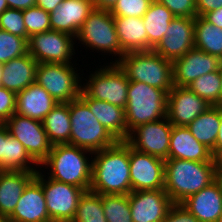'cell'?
Masks as SVG:
<instances>
[{
  "label": "cell",
  "instance_id": "6da1fadb",
  "mask_svg": "<svg viewBox=\"0 0 222 222\" xmlns=\"http://www.w3.org/2000/svg\"><path fill=\"white\" fill-rule=\"evenodd\" d=\"M90 191L101 194L128 195L132 192L129 165V144L115 145L93 152Z\"/></svg>",
  "mask_w": 222,
  "mask_h": 222
},
{
  "label": "cell",
  "instance_id": "7a4b0ae2",
  "mask_svg": "<svg viewBox=\"0 0 222 222\" xmlns=\"http://www.w3.org/2000/svg\"><path fill=\"white\" fill-rule=\"evenodd\" d=\"M215 176L213 162L168 158L165 160L164 190L173 203H182L214 182Z\"/></svg>",
  "mask_w": 222,
  "mask_h": 222
},
{
  "label": "cell",
  "instance_id": "3957f363",
  "mask_svg": "<svg viewBox=\"0 0 222 222\" xmlns=\"http://www.w3.org/2000/svg\"><path fill=\"white\" fill-rule=\"evenodd\" d=\"M88 152L93 154L90 150L70 144L53 145L48 157L40 165L50 166L49 178L89 191L93 162H89L85 156Z\"/></svg>",
  "mask_w": 222,
  "mask_h": 222
},
{
  "label": "cell",
  "instance_id": "277c9868",
  "mask_svg": "<svg viewBox=\"0 0 222 222\" xmlns=\"http://www.w3.org/2000/svg\"><path fill=\"white\" fill-rule=\"evenodd\" d=\"M115 63L126 74L129 81L144 82L162 89L167 94L173 88L172 61L154 50L125 53Z\"/></svg>",
  "mask_w": 222,
  "mask_h": 222
},
{
  "label": "cell",
  "instance_id": "5b68a950",
  "mask_svg": "<svg viewBox=\"0 0 222 222\" xmlns=\"http://www.w3.org/2000/svg\"><path fill=\"white\" fill-rule=\"evenodd\" d=\"M127 131L167 117V93L144 82L129 81L125 107Z\"/></svg>",
  "mask_w": 222,
  "mask_h": 222
},
{
  "label": "cell",
  "instance_id": "8992f818",
  "mask_svg": "<svg viewBox=\"0 0 222 222\" xmlns=\"http://www.w3.org/2000/svg\"><path fill=\"white\" fill-rule=\"evenodd\" d=\"M69 111L70 145L95 152L111 147L118 142L80 97L69 102Z\"/></svg>",
  "mask_w": 222,
  "mask_h": 222
},
{
  "label": "cell",
  "instance_id": "52a82bcc",
  "mask_svg": "<svg viewBox=\"0 0 222 222\" xmlns=\"http://www.w3.org/2000/svg\"><path fill=\"white\" fill-rule=\"evenodd\" d=\"M73 64L38 63L36 82L58 103H69L80 97L82 85Z\"/></svg>",
  "mask_w": 222,
  "mask_h": 222
},
{
  "label": "cell",
  "instance_id": "ba28073f",
  "mask_svg": "<svg viewBox=\"0 0 222 222\" xmlns=\"http://www.w3.org/2000/svg\"><path fill=\"white\" fill-rule=\"evenodd\" d=\"M77 38L86 48L109 52L119 56L118 60L124 55L118 41L113 15L108 10L94 8L80 28L76 40Z\"/></svg>",
  "mask_w": 222,
  "mask_h": 222
},
{
  "label": "cell",
  "instance_id": "9c48e42d",
  "mask_svg": "<svg viewBox=\"0 0 222 222\" xmlns=\"http://www.w3.org/2000/svg\"><path fill=\"white\" fill-rule=\"evenodd\" d=\"M35 179L44 190L50 220L52 222H72L79 199L85 190L51 178L46 180L39 170L35 174Z\"/></svg>",
  "mask_w": 222,
  "mask_h": 222
},
{
  "label": "cell",
  "instance_id": "30bf717a",
  "mask_svg": "<svg viewBox=\"0 0 222 222\" xmlns=\"http://www.w3.org/2000/svg\"><path fill=\"white\" fill-rule=\"evenodd\" d=\"M98 69L90 75L82 90L93 99L107 101L125 109L129 80L117 63Z\"/></svg>",
  "mask_w": 222,
  "mask_h": 222
},
{
  "label": "cell",
  "instance_id": "8fae6325",
  "mask_svg": "<svg viewBox=\"0 0 222 222\" xmlns=\"http://www.w3.org/2000/svg\"><path fill=\"white\" fill-rule=\"evenodd\" d=\"M4 124L39 165L48 157L53 145L41 121L14 113Z\"/></svg>",
  "mask_w": 222,
  "mask_h": 222
},
{
  "label": "cell",
  "instance_id": "7c38bea8",
  "mask_svg": "<svg viewBox=\"0 0 222 222\" xmlns=\"http://www.w3.org/2000/svg\"><path fill=\"white\" fill-rule=\"evenodd\" d=\"M74 38L56 30L34 34L28 40V53L37 63L72 64Z\"/></svg>",
  "mask_w": 222,
  "mask_h": 222
},
{
  "label": "cell",
  "instance_id": "4fadbf2b",
  "mask_svg": "<svg viewBox=\"0 0 222 222\" xmlns=\"http://www.w3.org/2000/svg\"><path fill=\"white\" fill-rule=\"evenodd\" d=\"M172 127L167 117L141 124L130 132L126 142L139 152L167 160Z\"/></svg>",
  "mask_w": 222,
  "mask_h": 222
},
{
  "label": "cell",
  "instance_id": "5bb4252c",
  "mask_svg": "<svg viewBox=\"0 0 222 222\" xmlns=\"http://www.w3.org/2000/svg\"><path fill=\"white\" fill-rule=\"evenodd\" d=\"M129 165L132 191L164 189L165 160L129 145Z\"/></svg>",
  "mask_w": 222,
  "mask_h": 222
},
{
  "label": "cell",
  "instance_id": "9a60e30c",
  "mask_svg": "<svg viewBox=\"0 0 222 222\" xmlns=\"http://www.w3.org/2000/svg\"><path fill=\"white\" fill-rule=\"evenodd\" d=\"M210 106L188 87L173 85L167 94V118L173 126H187Z\"/></svg>",
  "mask_w": 222,
  "mask_h": 222
},
{
  "label": "cell",
  "instance_id": "2e32d148",
  "mask_svg": "<svg viewBox=\"0 0 222 222\" xmlns=\"http://www.w3.org/2000/svg\"><path fill=\"white\" fill-rule=\"evenodd\" d=\"M167 30L153 49L157 54L173 62L195 47V18L175 17Z\"/></svg>",
  "mask_w": 222,
  "mask_h": 222
},
{
  "label": "cell",
  "instance_id": "e0dca14e",
  "mask_svg": "<svg viewBox=\"0 0 222 222\" xmlns=\"http://www.w3.org/2000/svg\"><path fill=\"white\" fill-rule=\"evenodd\" d=\"M129 203L133 222H162L173 204L164 189L132 191Z\"/></svg>",
  "mask_w": 222,
  "mask_h": 222
},
{
  "label": "cell",
  "instance_id": "ac0fdd59",
  "mask_svg": "<svg viewBox=\"0 0 222 222\" xmlns=\"http://www.w3.org/2000/svg\"><path fill=\"white\" fill-rule=\"evenodd\" d=\"M220 61L217 56L195 47L190 49L183 57L172 62L173 85L187 87L200 76L217 71Z\"/></svg>",
  "mask_w": 222,
  "mask_h": 222
},
{
  "label": "cell",
  "instance_id": "d6986e66",
  "mask_svg": "<svg viewBox=\"0 0 222 222\" xmlns=\"http://www.w3.org/2000/svg\"><path fill=\"white\" fill-rule=\"evenodd\" d=\"M93 10L91 0H63L50 12L51 30L67 33L76 38L84 21Z\"/></svg>",
  "mask_w": 222,
  "mask_h": 222
},
{
  "label": "cell",
  "instance_id": "ffe728a7",
  "mask_svg": "<svg viewBox=\"0 0 222 222\" xmlns=\"http://www.w3.org/2000/svg\"><path fill=\"white\" fill-rule=\"evenodd\" d=\"M8 219L10 222H52L47 212L44 190L35 178L25 187Z\"/></svg>",
  "mask_w": 222,
  "mask_h": 222
},
{
  "label": "cell",
  "instance_id": "44dd1931",
  "mask_svg": "<svg viewBox=\"0 0 222 222\" xmlns=\"http://www.w3.org/2000/svg\"><path fill=\"white\" fill-rule=\"evenodd\" d=\"M168 158L213 162L211 150L200 143L186 126L172 127Z\"/></svg>",
  "mask_w": 222,
  "mask_h": 222
},
{
  "label": "cell",
  "instance_id": "7402d4cb",
  "mask_svg": "<svg viewBox=\"0 0 222 222\" xmlns=\"http://www.w3.org/2000/svg\"><path fill=\"white\" fill-rule=\"evenodd\" d=\"M57 104L37 82L16 93V113L41 122Z\"/></svg>",
  "mask_w": 222,
  "mask_h": 222
},
{
  "label": "cell",
  "instance_id": "603a6c76",
  "mask_svg": "<svg viewBox=\"0 0 222 222\" xmlns=\"http://www.w3.org/2000/svg\"><path fill=\"white\" fill-rule=\"evenodd\" d=\"M80 98L88 105L98 121L107 128L118 141H126L129 137L125 109L107 101L90 98L83 90Z\"/></svg>",
  "mask_w": 222,
  "mask_h": 222
},
{
  "label": "cell",
  "instance_id": "cb8c5ba5",
  "mask_svg": "<svg viewBox=\"0 0 222 222\" xmlns=\"http://www.w3.org/2000/svg\"><path fill=\"white\" fill-rule=\"evenodd\" d=\"M181 204L200 222H217L222 212L221 189L215 180Z\"/></svg>",
  "mask_w": 222,
  "mask_h": 222
},
{
  "label": "cell",
  "instance_id": "d4e9b609",
  "mask_svg": "<svg viewBox=\"0 0 222 222\" xmlns=\"http://www.w3.org/2000/svg\"><path fill=\"white\" fill-rule=\"evenodd\" d=\"M37 66V61L29 53L2 64L1 87L21 92L36 82Z\"/></svg>",
  "mask_w": 222,
  "mask_h": 222
},
{
  "label": "cell",
  "instance_id": "484cf974",
  "mask_svg": "<svg viewBox=\"0 0 222 222\" xmlns=\"http://www.w3.org/2000/svg\"><path fill=\"white\" fill-rule=\"evenodd\" d=\"M37 172L0 170V215L9 217Z\"/></svg>",
  "mask_w": 222,
  "mask_h": 222
},
{
  "label": "cell",
  "instance_id": "4316f807",
  "mask_svg": "<svg viewBox=\"0 0 222 222\" xmlns=\"http://www.w3.org/2000/svg\"><path fill=\"white\" fill-rule=\"evenodd\" d=\"M113 18L118 41L124 54L148 51V35L142 17Z\"/></svg>",
  "mask_w": 222,
  "mask_h": 222
},
{
  "label": "cell",
  "instance_id": "83f0119b",
  "mask_svg": "<svg viewBox=\"0 0 222 222\" xmlns=\"http://www.w3.org/2000/svg\"><path fill=\"white\" fill-rule=\"evenodd\" d=\"M174 18L175 16L166 6L156 0L150 3L142 17L148 35V51L153 50L162 40Z\"/></svg>",
  "mask_w": 222,
  "mask_h": 222
},
{
  "label": "cell",
  "instance_id": "f1b7e54d",
  "mask_svg": "<svg viewBox=\"0 0 222 222\" xmlns=\"http://www.w3.org/2000/svg\"><path fill=\"white\" fill-rule=\"evenodd\" d=\"M42 124L52 145L69 144L71 133L69 103H58L46 115Z\"/></svg>",
  "mask_w": 222,
  "mask_h": 222
},
{
  "label": "cell",
  "instance_id": "f546056e",
  "mask_svg": "<svg viewBox=\"0 0 222 222\" xmlns=\"http://www.w3.org/2000/svg\"><path fill=\"white\" fill-rule=\"evenodd\" d=\"M186 127L200 143L212 150L220 127V105H211Z\"/></svg>",
  "mask_w": 222,
  "mask_h": 222
},
{
  "label": "cell",
  "instance_id": "4dcf8cb0",
  "mask_svg": "<svg viewBox=\"0 0 222 222\" xmlns=\"http://www.w3.org/2000/svg\"><path fill=\"white\" fill-rule=\"evenodd\" d=\"M194 46L222 60V28L209 23L202 16H197Z\"/></svg>",
  "mask_w": 222,
  "mask_h": 222
},
{
  "label": "cell",
  "instance_id": "1f68e13d",
  "mask_svg": "<svg viewBox=\"0 0 222 222\" xmlns=\"http://www.w3.org/2000/svg\"><path fill=\"white\" fill-rule=\"evenodd\" d=\"M39 164L29 155L23 144L9 134L6 127L5 170L37 172L30 164ZM29 164V166H28Z\"/></svg>",
  "mask_w": 222,
  "mask_h": 222
},
{
  "label": "cell",
  "instance_id": "d6a6232c",
  "mask_svg": "<svg viewBox=\"0 0 222 222\" xmlns=\"http://www.w3.org/2000/svg\"><path fill=\"white\" fill-rule=\"evenodd\" d=\"M72 222H108L103 212L101 194L85 191L79 199Z\"/></svg>",
  "mask_w": 222,
  "mask_h": 222
},
{
  "label": "cell",
  "instance_id": "836d02e7",
  "mask_svg": "<svg viewBox=\"0 0 222 222\" xmlns=\"http://www.w3.org/2000/svg\"><path fill=\"white\" fill-rule=\"evenodd\" d=\"M221 77L219 69L195 79L187 87L212 106L221 105Z\"/></svg>",
  "mask_w": 222,
  "mask_h": 222
},
{
  "label": "cell",
  "instance_id": "e575fe53",
  "mask_svg": "<svg viewBox=\"0 0 222 222\" xmlns=\"http://www.w3.org/2000/svg\"><path fill=\"white\" fill-rule=\"evenodd\" d=\"M103 212L108 222H133L128 195H101Z\"/></svg>",
  "mask_w": 222,
  "mask_h": 222
},
{
  "label": "cell",
  "instance_id": "d590c367",
  "mask_svg": "<svg viewBox=\"0 0 222 222\" xmlns=\"http://www.w3.org/2000/svg\"><path fill=\"white\" fill-rule=\"evenodd\" d=\"M28 53V41L17 35H13L0 29V63L21 57Z\"/></svg>",
  "mask_w": 222,
  "mask_h": 222
},
{
  "label": "cell",
  "instance_id": "8d00e7d4",
  "mask_svg": "<svg viewBox=\"0 0 222 222\" xmlns=\"http://www.w3.org/2000/svg\"><path fill=\"white\" fill-rule=\"evenodd\" d=\"M23 19L28 34V40L29 37L34 34L51 30L50 13L38 6H32L23 10Z\"/></svg>",
  "mask_w": 222,
  "mask_h": 222
},
{
  "label": "cell",
  "instance_id": "74e56055",
  "mask_svg": "<svg viewBox=\"0 0 222 222\" xmlns=\"http://www.w3.org/2000/svg\"><path fill=\"white\" fill-rule=\"evenodd\" d=\"M0 29L25 38L28 41V34L23 19V10L6 9L0 15Z\"/></svg>",
  "mask_w": 222,
  "mask_h": 222
},
{
  "label": "cell",
  "instance_id": "f35d334b",
  "mask_svg": "<svg viewBox=\"0 0 222 222\" xmlns=\"http://www.w3.org/2000/svg\"><path fill=\"white\" fill-rule=\"evenodd\" d=\"M153 0H118L110 11L113 17L141 18Z\"/></svg>",
  "mask_w": 222,
  "mask_h": 222
},
{
  "label": "cell",
  "instance_id": "ab89813d",
  "mask_svg": "<svg viewBox=\"0 0 222 222\" xmlns=\"http://www.w3.org/2000/svg\"><path fill=\"white\" fill-rule=\"evenodd\" d=\"M166 6L175 17L196 18V0H156Z\"/></svg>",
  "mask_w": 222,
  "mask_h": 222
},
{
  "label": "cell",
  "instance_id": "60d3db41",
  "mask_svg": "<svg viewBox=\"0 0 222 222\" xmlns=\"http://www.w3.org/2000/svg\"><path fill=\"white\" fill-rule=\"evenodd\" d=\"M16 113V93L0 86V123Z\"/></svg>",
  "mask_w": 222,
  "mask_h": 222
},
{
  "label": "cell",
  "instance_id": "b9f144b4",
  "mask_svg": "<svg viewBox=\"0 0 222 222\" xmlns=\"http://www.w3.org/2000/svg\"><path fill=\"white\" fill-rule=\"evenodd\" d=\"M162 222H200L183 204L173 203Z\"/></svg>",
  "mask_w": 222,
  "mask_h": 222
},
{
  "label": "cell",
  "instance_id": "7bdbcfd3",
  "mask_svg": "<svg viewBox=\"0 0 222 222\" xmlns=\"http://www.w3.org/2000/svg\"><path fill=\"white\" fill-rule=\"evenodd\" d=\"M222 7V0H196L197 16Z\"/></svg>",
  "mask_w": 222,
  "mask_h": 222
},
{
  "label": "cell",
  "instance_id": "ee69618b",
  "mask_svg": "<svg viewBox=\"0 0 222 222\" xmlns=\"http://www.w3.org/2000/svg\"><path fill=\"white\" fill-rule=\"evenodd\" d=\"M6 125L0 123V170H5Z\"/></svg>",
  "mask_w": 222,
  "mask_h": 222
},
{
  "label": "cell",
  "instance_id": "f6af8a7d",
  "mask_svg": "<svg viewBox=\"0 0 222 222\" xmlns=\"http://www.w3.org/2000/svg\"><path fill=\"white\" fill-rule=\"evenodd\" d=\"M209 23L222 28V7L214 11H209L202 16Z\"/></svg>",
  "mask_w": 222,
  "mask_h": 222
},
{
  "label": "cell",
  "instance_id": "bcb514c9",
  "mask_svg": "<svg viewBox=\"0 0 222 222\" xmlns=\"http://www.w3.org/2000/svg\"><path fill=\"white\" fill-rule=\"evenodd\" d=\"M9 8L25 10L29 7L36 6V0H6Z\"/></svg>",
  "mask_w": 222,
  "mask_h": 222
},
{
  "label": "cell",
  "instance_id": "7dc6e473",
  "mask_svg": "<svg viewBox=\"0 0 222 222\" xmlns=\"http://www.w3.org/2000/svg\"><path fill=\"white\" fill-rule=\"evenodd\" d=\"M62 1L63 0H36V6L50 13L55 10Z\"/></svg>",
  "mask_w": 222,
  "mask_h": 222
},
{
  "label": "cell",
  "instance_id": "c3c4849f",
  "mask_svg": "<svg viewBox=\"0 0 222 222\" xmlns=\"http://www.w3.org/2000/svg\"><path fill=\"white\" fill-rule=\"evenodd\" d=\"M95 9L111 11L118 0H91Z\"/></svg>",
  "mask_w": 222,
  "mask_h": 222
},
{
  "label": "cell",
  "instance_id": "681fc988",
  "mask_svg": "<svg viewBox=\"0 0 222 222\" xmlns=\"http://www.w3.org/2000/svg\"><path fill=\"white\" fill-rule=\"evenodd\" d=\"M219 150H222V105H220V127L215 141V146L211 150L212 156Z\"/></svg>",
  "mask_w": 222,
  "mask_h": 222
},
{
  "label": "cell",
  "instance_id": "f907efd6",
  "mask_svg": "<svg viewBox=\"0 0 222 222\" xmlns=\"http://www.w3.org/2000/svg\"><path fill=\"white\" fill-rule=\"evenodd\" d=\"M215 175H222V150L217 151L213 156Z\"/></svg>",
  "mask_w": 222,
  "mask_h": 222
},
{
  "label": "cell",
  "instance_id": "816d5d0a",
  "mask_svg": "<svg viewBox=\"0 0 222 222\" xmlns=\"http://www.w3.org/2000/svg\"><path fill=\"white\" fill-rule=\"evenodd\" d=\"M8 8L6 0H0V15Z\"/></svg>",
  "mask_w": 222,
  "mask_h": 222
},
{
  "label": "cell",
  "instance_id": "f5cc1de1",
  "mask_svg": "<svg viewBox=\"0 0 222 222\" xmlns=\"http://www.w3.org/2000/svg\"><path fill=\"white\" fill-rule=\"evenodd\" d=\"M215 180L217 181L222 193V175H216Z\"/></svg>",
  "mask_w": 222,
  "mask_h": 222
},
{
  "label": "cell",
  "instance_id": "db71d44e",
  "mask_svg": "<svg viewBox=\"0 0 222 222\" xmlns=\"http://www.w3.org/2000/svg\"><path fill=\"white\" fill-rule=\"evenodd\" d=\"M219 72H220V77H221V82H222V60L220 61ZM221 86H222V83H221ZM221 105H222V90H221Z\"/></svg>",
  "mask_w": 222,
  "mask_h": 222
},
{
  "label": "cell",
  "instance_id": "11a10c76",
  "mask_svg": "<svg viewBox=\"0 0 222 222\" xmlns=\"http://www.w3.org/2000/svg\"><path fill=\"white\" fill-rule=\"evenodd\" d=\"M0 222H10V220L8 219V217L0 215Z\"/></svg>",
  "mask_w": 222,
  "mask_h": 222
},
{
  "label": "cell",
  "instance_id": "9f6ffc18",
  "mask_svg": "<svg viewBox=\"0 0 222 222\" xmlns=\"http://www.w3.org/2000/svg\"><path fill=\"white\" fill-rule=\"evenodd\" d=\"M1 77H2V64L0 63V86H1Z\"/></svg>",
  "mask_w": 222,
  "mask_h": 222
},
{
  "label": "cell",
  "instance_id": "6f0895ef",
  "mask_svg": "<svg viewBox=\"0 0 222 222\" xmlns=\"http://www.w3.org/2000/svg\"><path fill=\"white\" fill-rule=\"evenodd\" d=\"M217 222H222V212H221L220 217L218 218Z\"/></svg>",
  "mask_w": 222,
  "mask_h": 222
}]
</instances>
